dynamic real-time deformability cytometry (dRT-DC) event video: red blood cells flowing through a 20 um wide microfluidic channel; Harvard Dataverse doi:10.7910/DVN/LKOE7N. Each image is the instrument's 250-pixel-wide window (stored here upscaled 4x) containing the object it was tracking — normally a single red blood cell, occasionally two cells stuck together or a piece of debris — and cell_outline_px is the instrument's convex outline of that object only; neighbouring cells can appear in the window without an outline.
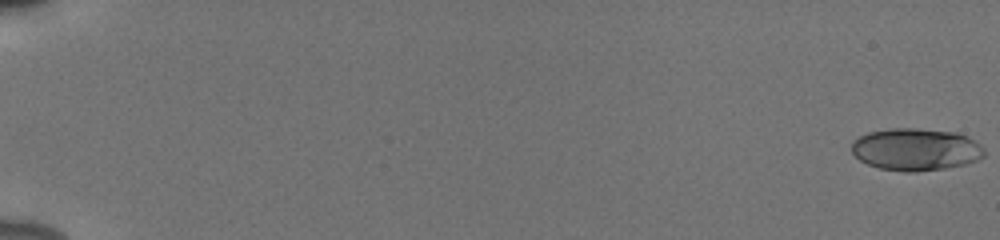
{"species": "human", "species_latin": "Homo sapiens", "temperature_condition": "cold", "stored_images_in_passage": 55, "camera_frame_rate_fps": 3000, "um_per_image_px": 0.085, "donor": {"sex": "male"}, "frame": {"image": 1, "passage_image": 1, "time_ms": 0.0, "image_size_px": [1000, 240], "cell_outline_px": [[984, 156], [976, 160], [964, 164], [944, 168], [916, 172], [904, 172], [880, 168], [868, 164], [860, 160], [852, 152], [852, 140], [868, 132], [892, 128], [916, 128], [956, 132], [968, 136], [980, 144], [984, 148]], "centroid_in_image_um": [77.84, 12.69], "position_along_channel_um": 7.2, "area_um2": 32.71}}
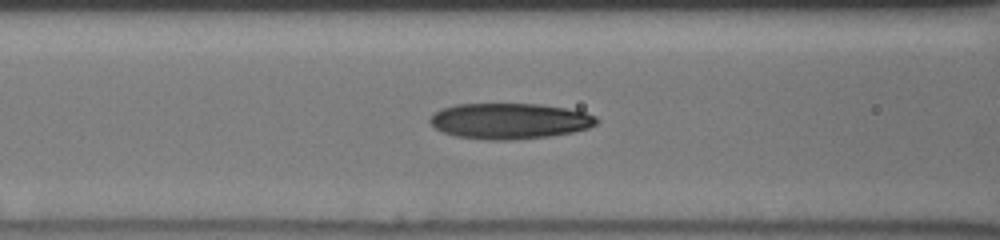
{"frame": {"image": 2, "passage_image": 26, "time_ms": 8.333, "image_size_px": [1000, 240], "cell_outline_px": [[600, 120], [596, 124], [588, 128], [572, 132], [552, 136], [512, 140], [492, 140], [456, 136], [444, 132], [436, 128], [428, 120], [440, 108], [456, 104], [540, 104], [564, 108], [584, 112], [596, 116]], "centroid_in_image_um": [43.33, 10.28], "position_along_channel_um": 123.3, "area_um2": 34.68}}
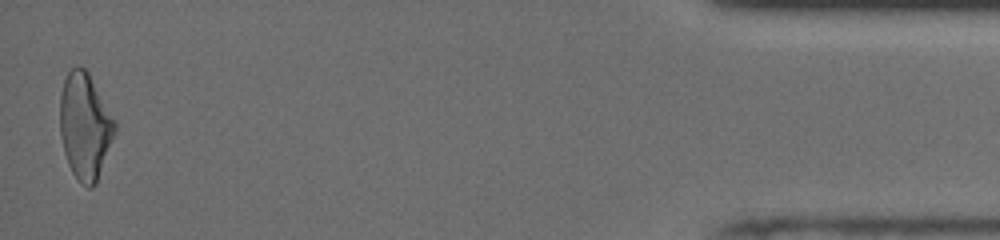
{"frame": {"image": 3, "passage_image": 55, "time_ms": 18.0, "image_size_px": [1000, 240], "cell_outline_px": [[116, 132], [96, 184], [92, 188], [88, 188], [80, 184], [72, 172], [68, 164], [64, 152], [60, 136], [60, 96], [64, 80], [68, 72], [76, 64], [84, 68], [88, 72], [116, 120]], "centroid_in_image_um": [7.23, 10.74], "position_along_channel_um": 428.0, "area_um2": 34.33}, "authors_computed_cell_mechanics": {"area_um2": 33.0038, "velocity_mm_per_s": 3.9034, "shape_relaxation_time_tau1_ms": 4.9403, "shape_relaxation_time_tau2_ms": 2.4198, "deformation_change_tau1": 0.1814, "deformation_change_tau2": 0.1182}}